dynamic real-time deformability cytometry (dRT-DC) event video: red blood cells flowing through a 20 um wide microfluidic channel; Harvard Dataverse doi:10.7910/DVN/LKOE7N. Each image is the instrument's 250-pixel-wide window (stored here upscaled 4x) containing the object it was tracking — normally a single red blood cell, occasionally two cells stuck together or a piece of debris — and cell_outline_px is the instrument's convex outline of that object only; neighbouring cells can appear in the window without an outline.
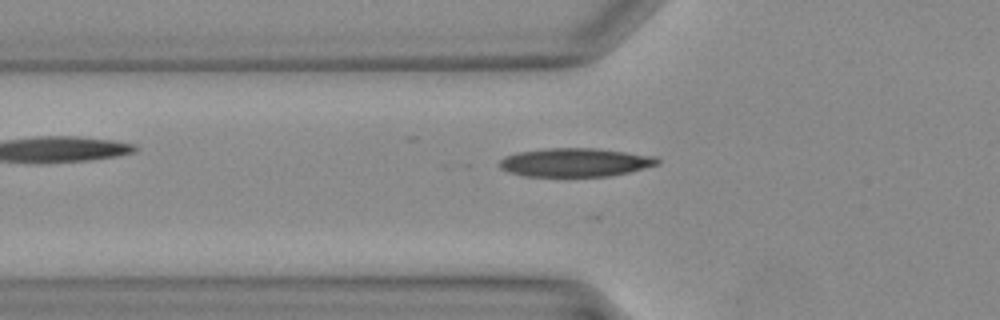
{"species": "Egyptian fruit bat (a non-hibernating species)", "species_latin": "Rousettus aegyptiacus", "temperature_condition": "warm", "stored_images_in_passage": 22, "camera_frame_rate_fps": 3000, "um_per_image_px": 0.085, "animal": {"sex": "female"}, "frame": {"image": 1, "passage_image": 2, "time_ms": 0.333, "image_size_px": [1000, 320], "cell_outline_px": [[660, 164], [612, 176], [524, 176], [508, 172], [500, 168], [500, 160], [504, 156], [520, 152], [548, 148], [592, 148], [656, 156], [660, 160]], "centroid_in_image_um": [48.9, 13.81], "position_along_channel_um": 76.9, "area_um2": 26.18}}
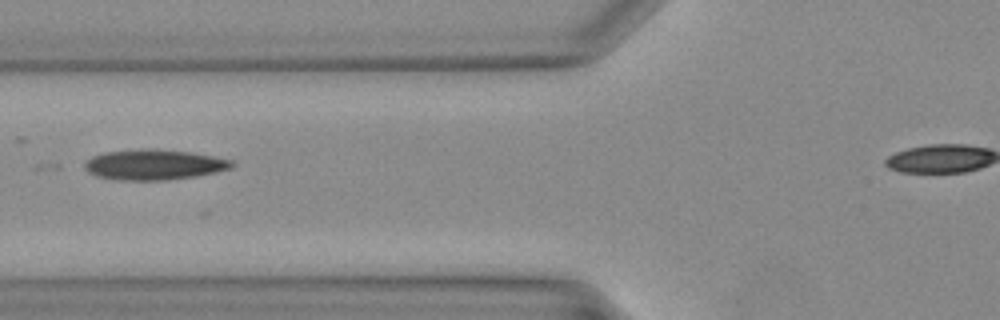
{"frame": {"image": 2, "passage_image": 4, "time_ms": 1.0, "image_size_px": [1000, 320], "cell_outline_px": [[236, 164], [232, 168], [216, 172], [196, 176], [168, 180], [120, 180], [96, 176], [88, 172], [84, 168], [84, 164], [92, 156], [108, 152], [144, 148], [152, 148], [188, 152], [212, 156], [232, 160]], "centroid_in_image_um": [13.11, 14.0], "position_along_channel_um": 112.7, "area_um2": 26.01}}